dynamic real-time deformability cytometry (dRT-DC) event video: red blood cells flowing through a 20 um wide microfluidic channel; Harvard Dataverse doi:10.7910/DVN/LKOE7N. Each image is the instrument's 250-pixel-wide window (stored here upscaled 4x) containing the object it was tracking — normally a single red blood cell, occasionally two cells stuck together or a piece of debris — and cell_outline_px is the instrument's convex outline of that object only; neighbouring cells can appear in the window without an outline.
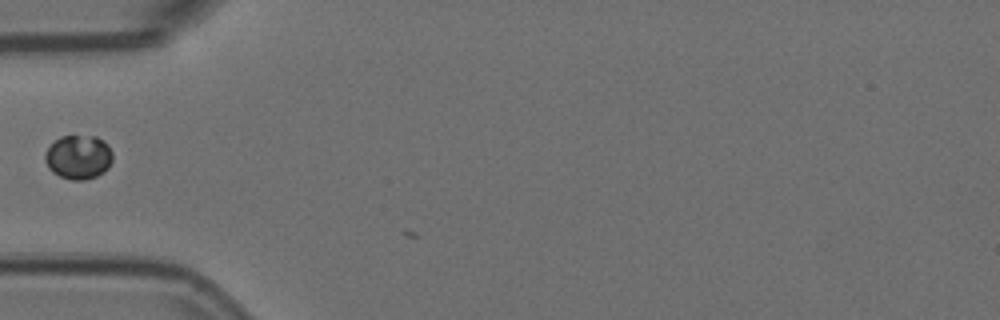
{"species": "Egyptian fruit bat (a non-hibernating species)", "species_latin": "Rousettus aegyptiacus", "temperature_condition": "room temperature", "stored_images_in_passage": 6, "camera_frame_rate_fps": 3000, "um_per_image_px": 0.085, "animal": {"sex": "female"}, "frame": {"image": 1, "passage_image": 2, "time_ms": 0.333, "image_size_px": [1000, 320], "cell_outline_px": [[112, 160], [108, 168], [104, 172], [96, 176], [84, 180], [72, 180], [60, 176], [52, 172], [48, 168], [44, 160], [44, 156], [48, 148], [60, 136], [96, 136], [104, 140], [108, 144], [112, 152]], "centroid_in_image_um": [6.68, 13.35], "position_along_channel_um": 78.3, "area_um2": 17.46}}